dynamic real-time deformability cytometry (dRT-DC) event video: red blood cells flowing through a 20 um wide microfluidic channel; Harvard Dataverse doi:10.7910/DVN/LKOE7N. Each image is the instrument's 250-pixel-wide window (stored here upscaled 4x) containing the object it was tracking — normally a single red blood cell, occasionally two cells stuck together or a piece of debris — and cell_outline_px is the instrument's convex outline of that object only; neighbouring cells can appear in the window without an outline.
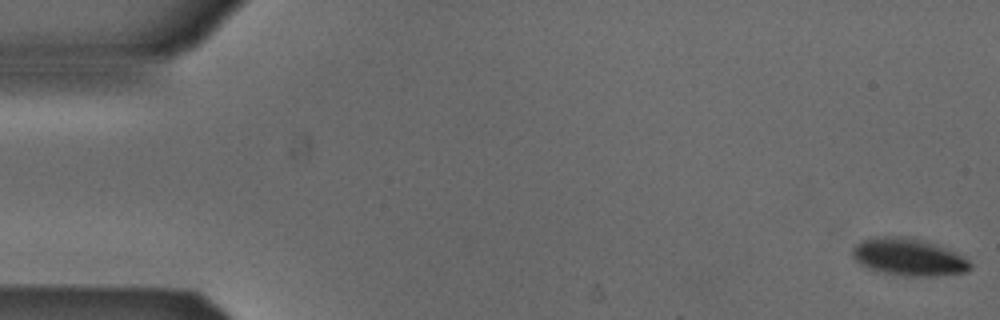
{"species": "Egyptian fruit bat (a non-hibernating species)", "species_latin": "Rousettus aegyptiacus", "temperature_condition": "cold", "stored_images_in_passage": 47, "camera_frame_rate_fps": 3000, "um_per_image_px": 0.085, "animal": {"sex": "male"}, "frame": {"image": 1, "passage_image": 1, "time_ms": 0.0, "image_size_px": [1000, 320], "cell_outline_px": [[972, 268], [968, 272], [932, 276], [904, 276], [884, 272], [868, 268], [860, 264], [852, 256], [852, 248], [860, 240], [876, 236], [900, 236], [920, 240], [944, 248], [968, 260], [972, 264]], "centroid_in_image_um": [77.18, 21.85], "position_along_channel_um": 7.8, "area_um2": 25.26}}
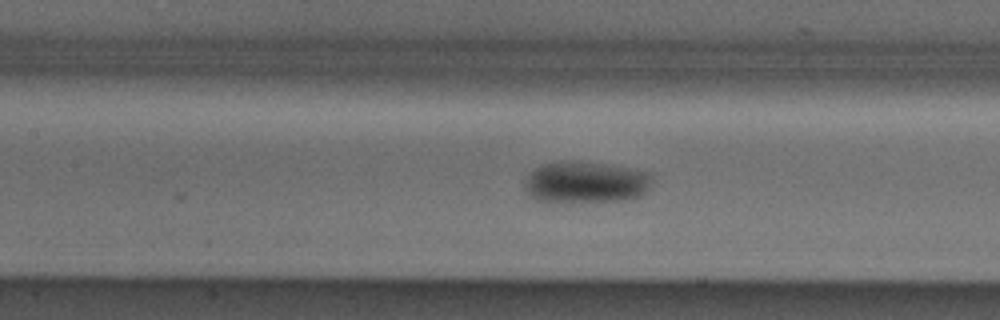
{"frame": {"image": 2, "passage_image": 24, "time_ms": 7.667, "image_size_px": [1000, 320], "cell_outline_px": [[652, 176], [648, 188], [640, 196], [624, 200], [532, 200], [524, 188], [524, 184], [528, 176], [540, 164], [564, 160], [572, 160], [628, 168], [648, 172]], "centroid_in_image_um": [49.75, 15.46], "position_along_channel_um": 157.7, "area_um2": 30.17}}
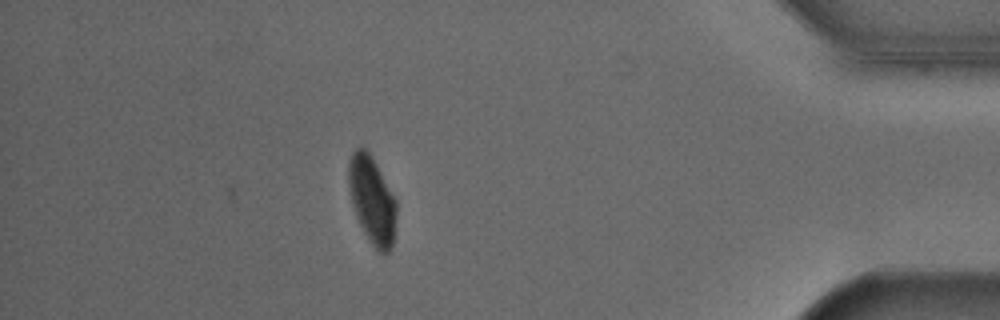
{"frame": {"image": 3, "passage_image": 47, "time_ms": 15.333, "image_size_px": [1000, 320], "cell_outline_px": [[396, 216], [392, 244], [388, 252], [380, 252], [372, 244], [364, 232], [356, 216], [348, 184], [348, 160], [352, 152], [360, 144], [364, 144], [372, 156], [396, 200]], "centroid_in_image_um": [31.6, 16.91], "position_along_channel_um": 403.6, "area_um2": 24.22}}